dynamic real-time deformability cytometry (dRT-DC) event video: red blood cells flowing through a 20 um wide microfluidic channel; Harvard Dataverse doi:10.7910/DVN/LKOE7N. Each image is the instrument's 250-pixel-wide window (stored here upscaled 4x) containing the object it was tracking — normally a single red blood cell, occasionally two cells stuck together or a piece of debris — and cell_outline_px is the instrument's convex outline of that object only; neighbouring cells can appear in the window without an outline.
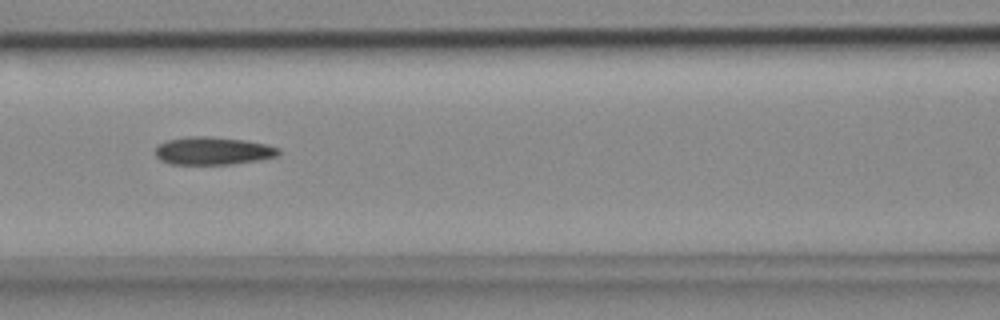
{"species": "common noctule bat (a hibernating species)", "species_latin": "Nyctalus noctula", "temperature_condition": "cold", "stored_images_in_passage": 39, "camera_frame_rate_fps": 3000, "um_per_image_px": 0.085, "animal": {"sex": "female", "body_mass_g": 18.4}, "frame": {"image": 1, "passage_image": 14, "time_ms": 4.333, "image_size_px": [1000, 320], "cell_outline_px": [[280, 152], [276, 156], [256, 160], [228, 164], [172, 164], [160, 160], [156, 156], [156, 148], [160, 144], [168, 140], [192, 136], [208, 136], [244, 140], [264, 144], [280, 148]], "centroid_in_image_um": [18.08, 12.82], "position_along_channel_um": 148.5, "area_um2": 19.65}}
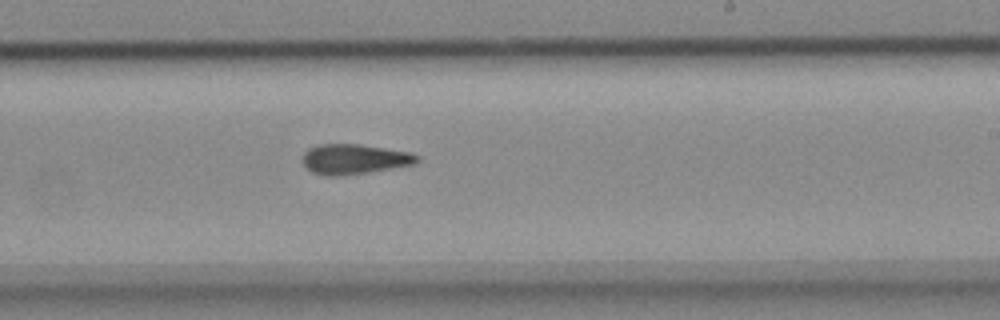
{"frame": {"image": 2, "passage_image": 23, "time_ms": 7.333, "image_size_px": [1000, 320], "cell_outline_px": [[420, 160], [412, 164], [392, 168], [368, 172], [336, 176], [328, 176], [312, 172], [304, 164], [304, 152], [308, 148], [320, 144], [360, 144], [408, 152], [420, 156]], "centroid_in_image_um": [30.11, 13.52], "position_along_channel_um": 258.9, "area_um2": 19.77}}
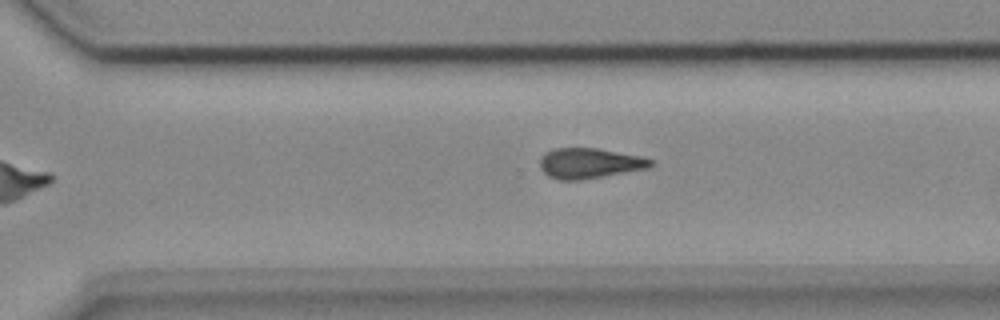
{"frame": {"image": 3, "passage_image": 28, "time_ms": 9.0, "image_size_px": [1000, 320], "cell_outline_px": [[652, 164], [648, 168], [580, 180], [560, 180], [548, 176], [540, 168], [540, 160], [544, 152], [552, 148], [596, 148], [640, 156], [652, 160]], "centroid_in_image_um": [50.05, 13.87], "position_along_channel_um": 320.5, "area_um2": 19.42}, "authors_computed_cell_mechanics": {"area_um2": 19.8832, "velocity_mm_per_s": 3.6929, "shape_relaxation_time_tau1_ms": null, "shape_relaxation_time_tau2_ms": 6.2348, "deformation_change_tau1": null, "deformation_change_tau2": 0.1756}}